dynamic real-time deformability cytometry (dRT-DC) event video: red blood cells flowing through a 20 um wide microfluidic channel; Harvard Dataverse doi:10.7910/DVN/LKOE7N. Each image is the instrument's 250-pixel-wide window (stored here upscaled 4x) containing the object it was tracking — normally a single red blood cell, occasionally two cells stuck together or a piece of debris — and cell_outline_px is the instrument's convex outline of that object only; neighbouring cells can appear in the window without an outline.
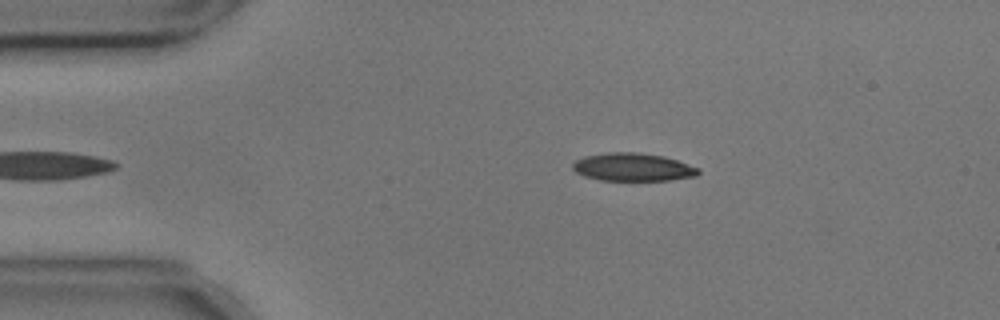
{"species": "common noctule bat (a hibernating species)", "species_latin": "Nyctalus noctula", "temperature_condition": "cold", "stored_images_in_passage": 41, "camera_frame_rate_fps": 3000, "um_per_image_px": 0.085, "animal": {"sex": "male", "body_mass_g": 17.9, "forearm_length_mm": 54.2}, "frame": {"image": 1, "passage_image": 2, "time_ms": 0.333, "image_size_px": [1000, 320], "cell_outline_px": [[700, 172], [696, 176], [668, 180], [600, 180], [584, 176], [576, 172], [572, 168], [572, 164], [576, 160], [584, 156], [608, 152], [640, 152], [664, 156], [700, 168]], "centroid_in_image_um": [53.79, 14.2], "position_along_channel_um": 31.2, "area_um2": 20.52}}
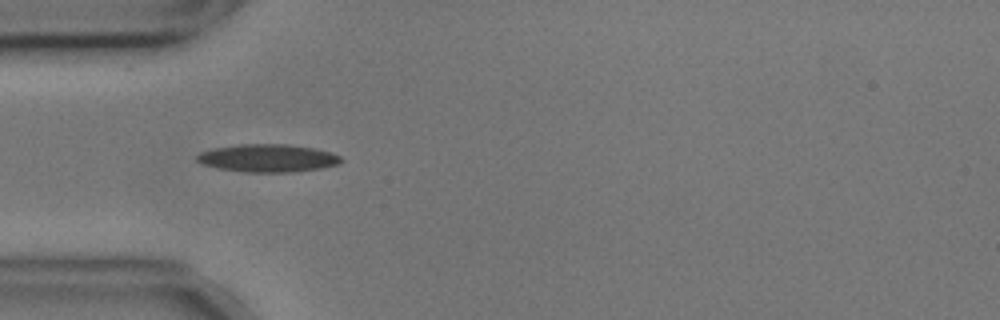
{"frame": {"image": 2, "passage_image": 8, "time_ms": 2.333, "image_size_px": [1000, 320], "cell_outline_px": [[344, 160], [336, 164], [320, 168], [292, 172], [244, 172], [220, 168], [204, 164], [196, 160], [196, 156], [200, 152], [212, 148], [240, 144], [288, 144], [312, 148], [328, 152], [340, 156]], "centroid_in_image_um": [22.73, 13.43], "position_along_channel_um": 62.3, "area_um2": 23.12}}
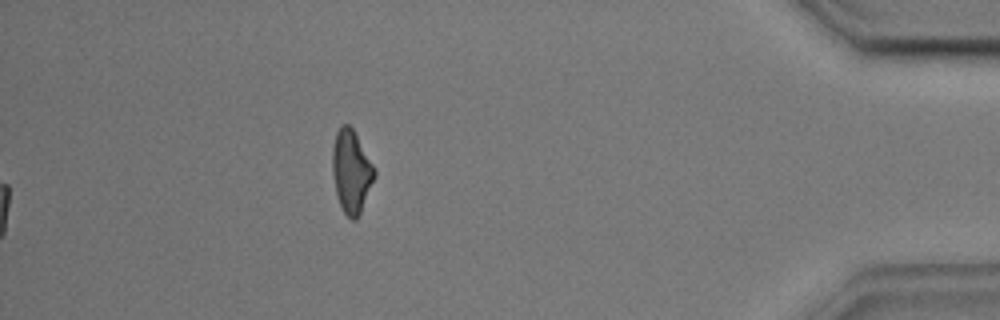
{"frame": {"image": 3, "passage_image": 41, "time_ms": 13.333, "image_size_px": [1000, 320], "cell_outline_px": [[376, 176], [360, 212], [356, 220], [352, 220], [344, 212], [340, 204], [336, 192], [332, 172], [332, 148], [336, 132], [340, 124], [348, 124], [352, 128], [376, 168]], "centroid_in_image_um": [29.86, 14.54], "position_along_channel_um": 405.3, "area_um2": 20.29}, "authors_computed_cell_mechanics": {"area_um2": 21.097, "velocity_mm_per_s": 3.5845, "shape_relaxation_time_tau1_ms": 9.9778, "shape_relaxation_time_tau2_ms": 4.1856, "deformation_change_tau1": 0.2192, "deformation_change_tau2": 0.1328}}